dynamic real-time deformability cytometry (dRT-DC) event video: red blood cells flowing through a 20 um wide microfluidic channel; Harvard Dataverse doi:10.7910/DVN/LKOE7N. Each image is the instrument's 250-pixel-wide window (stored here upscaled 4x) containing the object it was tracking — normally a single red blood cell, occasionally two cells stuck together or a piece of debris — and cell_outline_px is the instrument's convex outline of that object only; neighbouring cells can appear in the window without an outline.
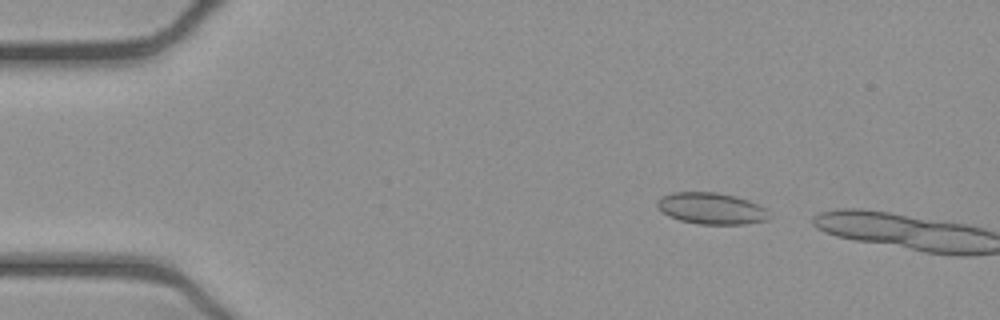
{"species": "common noctule bat (a hibernating species)", "species_latin": "Nyctalus noctula", "temperature_condition": "cold", "stored_images_in_passage": 7, "camera_frame_rate_fps": 3000, "um_per_image_px": 0.085, "animal": {"sex": "female", "body_mass_g": 21.9}, "frame": {"image": 1, "passage_image": 5, "time_ms": 1.333, "image_size_px": [1000, 320], "cell_outline_px": [[768, 220], [744, 224], [700, 224], [680, 220], [668, 216], [656, 204], [656, 200], [660, 196], [672, 192], [716, 192], [736, 196], [748, 200], [768, 208]], "centroid_in_image_um": [60.47, 17.71], "position_along_channel_um": 24.5, "area_um2": 20.63}}